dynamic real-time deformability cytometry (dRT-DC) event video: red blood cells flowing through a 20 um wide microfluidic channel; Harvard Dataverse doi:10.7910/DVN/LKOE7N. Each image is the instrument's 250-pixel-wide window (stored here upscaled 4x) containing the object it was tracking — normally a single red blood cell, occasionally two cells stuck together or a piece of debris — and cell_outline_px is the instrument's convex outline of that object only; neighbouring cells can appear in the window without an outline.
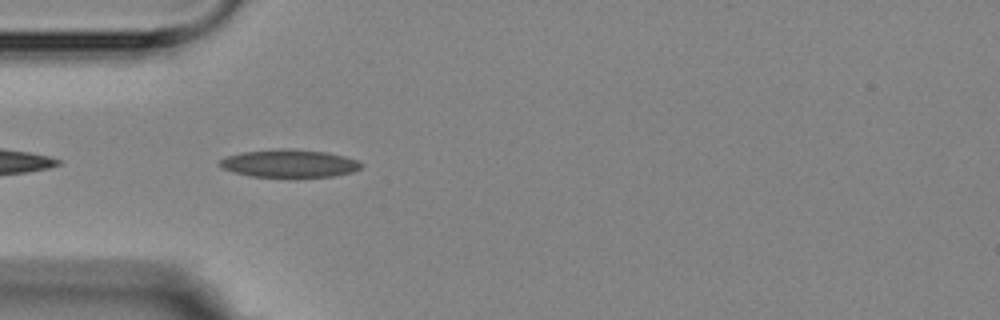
{"species": "Egyptian fruit bat (a non-hibernating species)", "species_latin": "Rousettus aegyptiacus", "temperature_condition": "room temperature", "stored_images_in_passage": 7, "camera_frame_rate_fps": 3000, "um_per_image_px": 0.085, "animal": {"sex": "female"}, "frame": {"image": 1, "passage_image": 5, "time_ms": 4.333, "image_size_px": [1000, 320], "cell_outline_px": [[360, 168], [352, 172], [332, 176], [292, 180], [252, 176], [232, 172], [220, 168], [216, 164], [220, 160], [228, 156], [244, 152], [280, 148], [292, 148], [324, 152], [344, 156], [356, 160], [360, 164]], "centroid_in_image_um": [24.53, 13.94], "position_along_channel_um": 60.5, "area_um2": 23.76}}
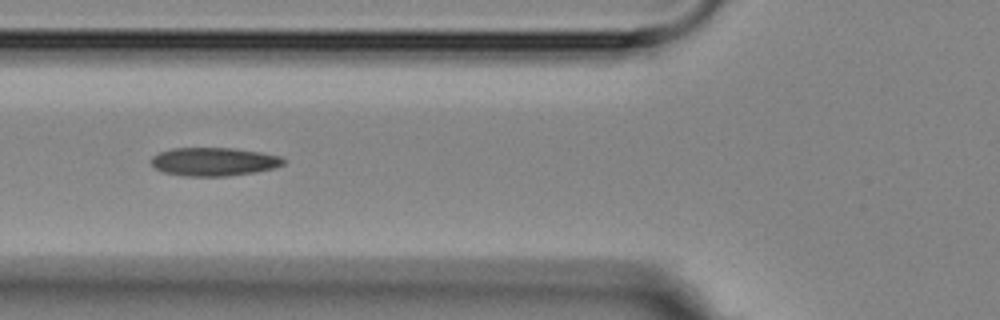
{"frame": {"image": 2, "passage_image": 6, "time_ms": 5.667, "image_size_px": [1000, 320], "cell_outline_px": [[288, 160], [284, 164], [272, 168], [256, 172], [224, 176], [184, 176], [164, 172], [156, 168], [152, 164], [152, 156], [160, 152], [172, 148], [236, 148], [260, 152], [280, 156]], "centroid_in_image_um": [18.21, 13.73], "position_along_channel_um": 107.6, "area_um2": 21.85}}
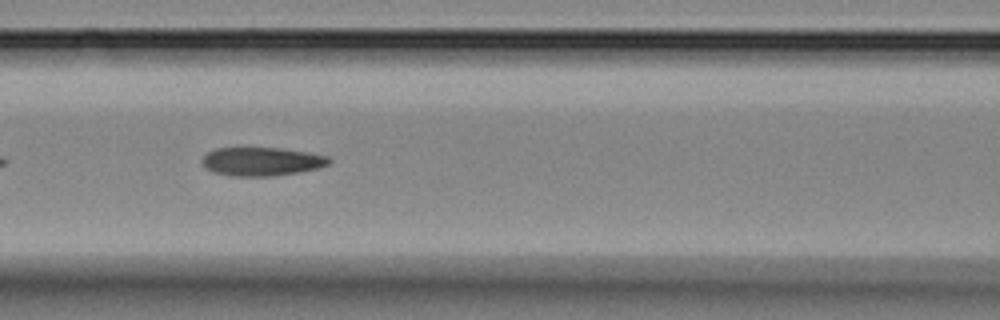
{"frame": {"image": 3, "passage_image": 7, "time_ms": 6.667, "image_size_px": [1000, 320], "cell_outline_px": [[332, 160], [328, 164], [316, 168], [300, 172], [272, 176], [232, 176], [212, 172], [200, 160], [208, 152], [216, 148], [280, 148], [308, 152], [328, 156]], "centroid_in_image_um": [22.25, 13.73], "position_along_channel_um": 144.4, "area_um2": 21.04}}